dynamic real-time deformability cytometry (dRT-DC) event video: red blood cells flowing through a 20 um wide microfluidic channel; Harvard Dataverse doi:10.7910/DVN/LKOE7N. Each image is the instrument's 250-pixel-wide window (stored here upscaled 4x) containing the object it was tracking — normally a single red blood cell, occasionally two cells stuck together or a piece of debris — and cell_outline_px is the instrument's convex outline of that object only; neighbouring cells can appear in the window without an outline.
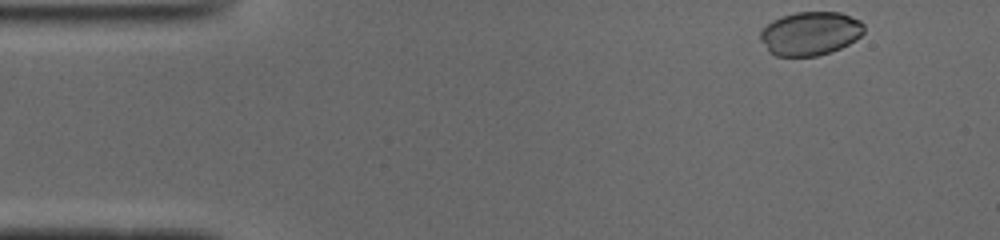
{"species": "common noctule bat (a hibernating species)", "species_latin": "Nyctalus noctula", "temperature_condition": "cold", "stored_images_in_passage": 47, "camera_frame_rate_fps": 3000, "um_per_image_px": 0.085, "animal": {"sex": "male", "body_mass_g": 19.0, "forearm_length_mm": 50.8}, "frame": {"image": 1, "passage_image": 1, "time_ms": 0.0, "image_size_px": [1000, 240], "cell_outline_px": [[864, 32], [856, 40], [840, 48], [816, 56], [776, 56], [768, 52], [760, 40], [760, 32], [772, 20], [796, 12], [840, 12], [860, 20], [864, 24]], "centroid_in_image_um": [68.87, 2.85], "position_along_channel_um": 16.1, "area_um2": 26.36}}
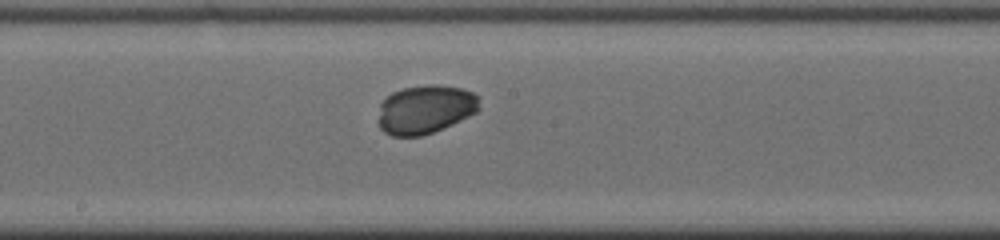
{"frame": {"image": 2, "passage_image": 23, "time_ms": 7.333, "image_size_px": [1000, 240], "cell_outline_px": [[480, 108], [476, 112], [452, 124], [432, 132], [420, 136], [392, 136], [384, 132], [380, 128], [380, 104], [392, 92], [404, 88], [428, 84], [436, 84], [464, 88], [480, 96]], "centroid_in_image_um": [36.19, 9.28], "position_along_channel_um": 212.0, "area_um2": 28.67}}
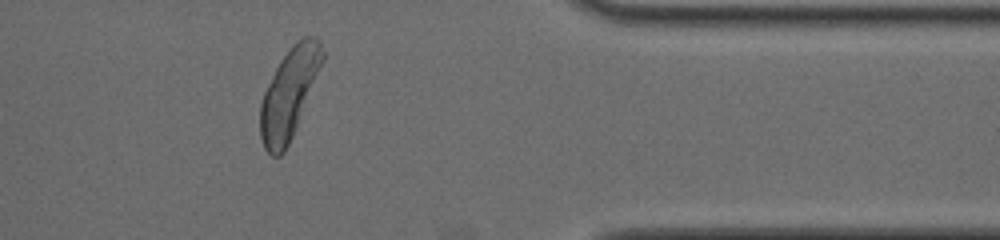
{"frame": {"image": 3, "passage_image": 38, "time_ms": 12.333, "image_size_px": [1000, 240], "cell_outline_px": [[324, 60], [292, 136], [284, 152], [280, 156], [272, 156], [264, 148], [260, 136], [260, 104], [264, 92], [280, 60], [292, 44], [296, 40], [304, 36], [316, 36], [320, 40], [324, 52]], "centroid_in_image_um": [24.58, 7.91], "position_along_channel_um": 386.8, "area_um2": 32.25}, "authors_computed_cell_mechanics": {"area_um2": 29.3046, "velocity_mm_per_s": 3.906, "shape_relaxation_time_tau1_ms": 3.8525, "shape_relaxation_time_tau2_ms": 3.49, "deformation_change_tau1": 0.2071, "deformation_change_tau2": 0.0455}}